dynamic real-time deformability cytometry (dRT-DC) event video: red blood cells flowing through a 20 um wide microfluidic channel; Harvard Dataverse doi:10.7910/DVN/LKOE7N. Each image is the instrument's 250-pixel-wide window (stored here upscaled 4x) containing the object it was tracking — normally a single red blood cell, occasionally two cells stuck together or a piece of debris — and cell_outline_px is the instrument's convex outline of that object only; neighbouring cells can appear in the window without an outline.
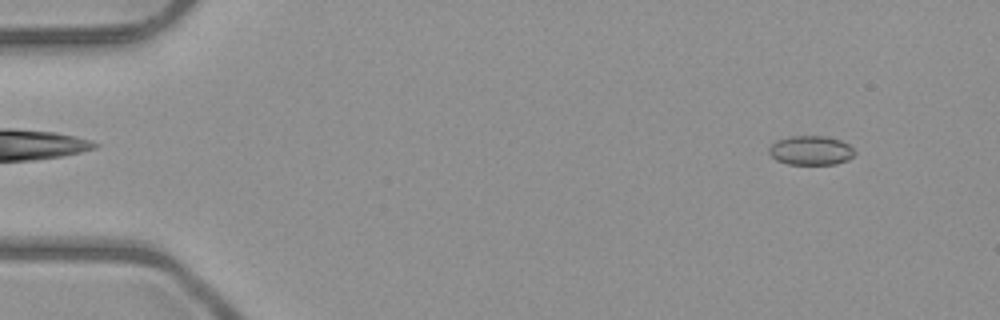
{"species": "common noctule bat (a hibernating species)", "species_latin": "Nyctalus noctula", "temperature_condition": "room temperature", "stored_images_in_passage": 4, "camera_frame_rate_fps": 3000, "um_per_image_px": 0.085, "animal": {"sex": "male", "body_mass_g": 23.1, "forearm_length_mm": 52.7}, "frame": {"image": 1, "passage_image": 1, "time_ms": 0.0, "image_size_px": [1000, 320], "cell_outline_px": [[856, 152], [848, 160], [836, 164], [788, 164], [776, 160], [768, 152], [768, 148], [776, 140], [792, 136], [824, 136], [840, 140], [848, 144]], "centroid_in_image_um": [68.91, 12.79], "position_along_channel_um": 16.1, "area_um2": 14.57}}
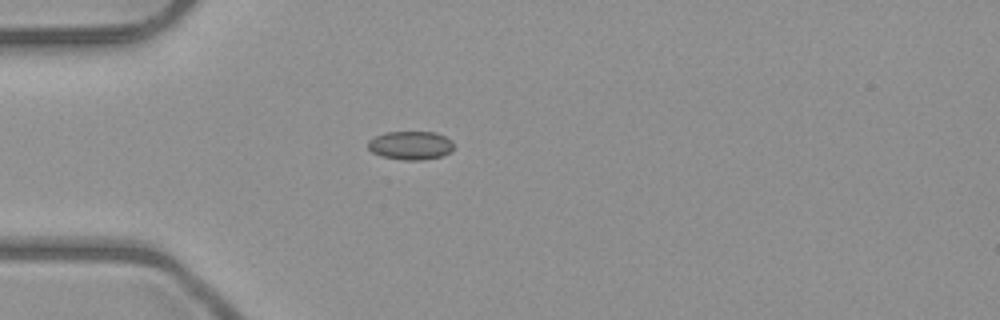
{"frame": {"image": 2, "passage_image": 4, "time_ms": 3.333, "image_size_px": [1000, 320], "cell_outline_px": [[452, 152], [440, 156], [424, 160], [404, 160], [380, 156], [372, 152], [368, 148], [368, 140], [384, 132], [436, 132], [452, 140]], "centroid_in_image_um": [34.89, 12.36], "position_along_channel_um": 50.1, "area_um2": 14.33}}